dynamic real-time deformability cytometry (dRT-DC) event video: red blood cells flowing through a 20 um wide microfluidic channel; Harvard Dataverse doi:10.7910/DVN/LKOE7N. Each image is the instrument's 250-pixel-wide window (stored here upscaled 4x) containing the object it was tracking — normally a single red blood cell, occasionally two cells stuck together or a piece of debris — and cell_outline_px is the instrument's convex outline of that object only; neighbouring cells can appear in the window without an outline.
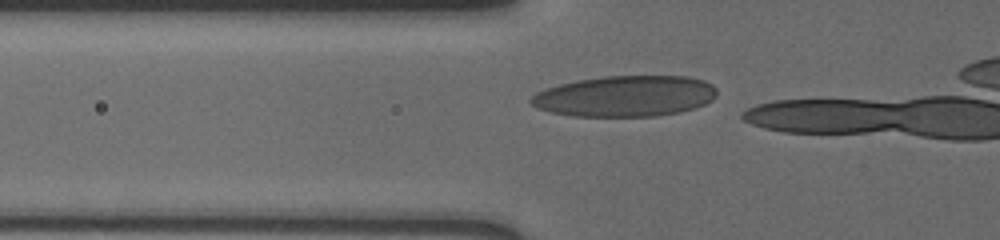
{"species": "human", "species_latin": "Homo sapiens", "temperature_condition": "cold", "stored_images_in_passage": 19, "camera_frame_rate_fps": 3000, "um_per_image_px": 0.085, "donor": {"sex": "male"}, "frame": {"image": 1, "passage_image": 16, "time_ms": 5.0, "image_size_px": [1000, 240], "cell_outline_px": [[716, 96], [712, 100], [696, 108], [680, 112], [656, 116], [572, 116], [552, 112], [536, 108], [528, 100], [536, 92], [544, 88], [576, 80], [604, 76], [688, 76], [704, 80], [712, 84], [716, 88]], "centroid_in_image_um": [53.14, 8.17], "position_along_channel_um": 72.7, "area_um2": 44.62}}